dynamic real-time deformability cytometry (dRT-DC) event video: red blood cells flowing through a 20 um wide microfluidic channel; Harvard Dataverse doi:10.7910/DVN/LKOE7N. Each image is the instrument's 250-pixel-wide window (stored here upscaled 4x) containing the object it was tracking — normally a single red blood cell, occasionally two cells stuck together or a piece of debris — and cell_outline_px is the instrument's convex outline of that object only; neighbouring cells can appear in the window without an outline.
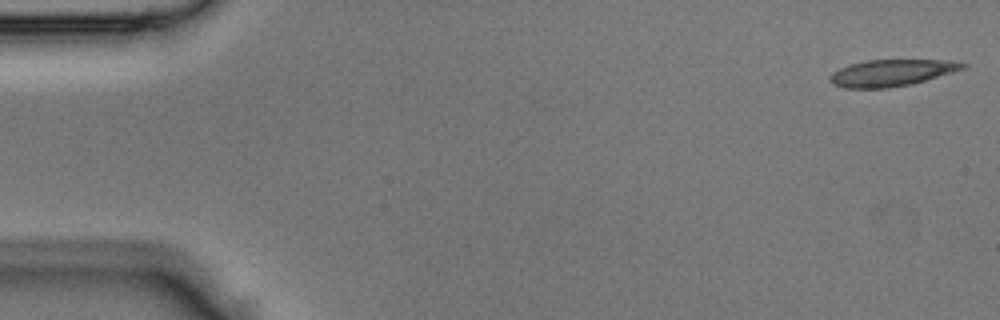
{"species": "Egyptian fruit bat (a non-hibernating species)", "species_latin": "Rousettus aegyptiacus", "temperature_condition": "room temperature", "stored_images_in_passage": 43, "camera_frame_rate_fps": 3000, "um_per_image_px": 0.085, "animal": {"sex": "male"}, "frame": {"image": 1, "passage_image": 1, "time_ms": 0.0, "image_size_px": [1000, 320], "cell_outline_px": [[968, 64], [964, 68], [952, 72], [912, 84], [888, 88], [844, 88], [832, 84], [828, 80], [828, 76], [832, 72], [848, 64], [864, 60], [944, 60]], "centroid_in_image_um": [75.69, 6.19], "position_along_channel_um": 9.3, "area_um2": 20.63}}
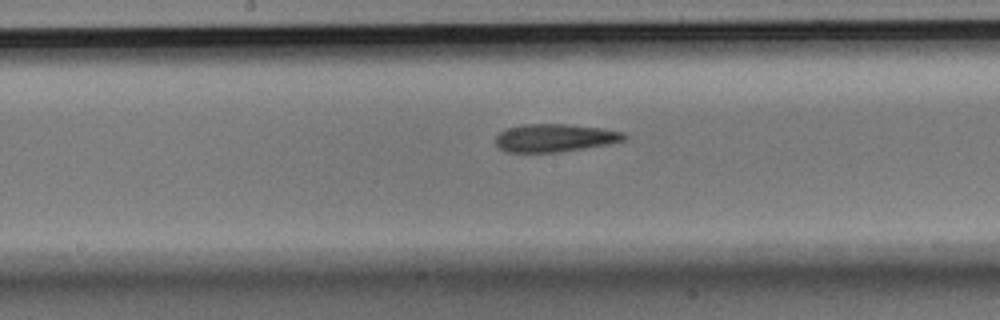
{"frame": {"image": 2, "passage_image": 22, "time_ms": 7.0, "image_size_px": [1000, 320], "cell_outline_px": [[628, 136], [624, 140], [608, 144], [556, 152], [508, 152], [500, 148], [496, 144], [496, 136], [500, 132], [508, 128], [528, 124], [564, 124], [604, 128], [624, 132]], "centroid_in_image_um": [47.18, 11.71], "position_along_channel_um": 201.0, "area_um2": 20.69}}
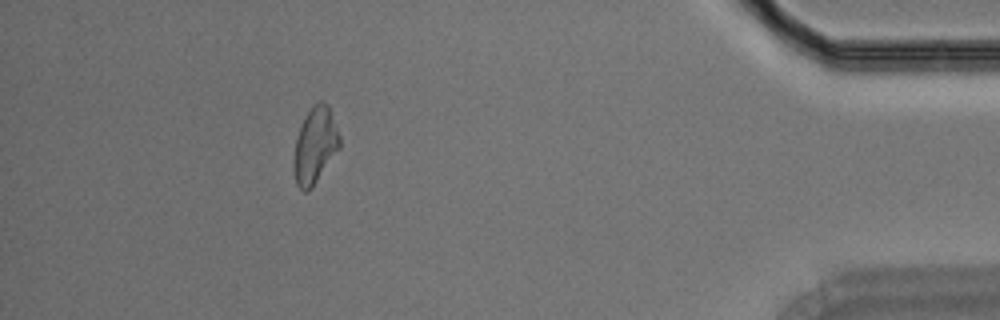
{"frame": {"image": 3, "passage_image": 39, "time_ms": 12.667, "image_size_px": [1000, 320], "cell_outline_px": [[340, 148], [308, 192], [304, 192], [296, 184], [292, 168], [292, 164], [296, 136], [308, 112], [316, 100], [324, 100], [328, 104], [340, 136]], "centroid_in_image_um": [26.76, 12.36], "position_along_channel_um": 408.4, "area_um2": 20.46}}